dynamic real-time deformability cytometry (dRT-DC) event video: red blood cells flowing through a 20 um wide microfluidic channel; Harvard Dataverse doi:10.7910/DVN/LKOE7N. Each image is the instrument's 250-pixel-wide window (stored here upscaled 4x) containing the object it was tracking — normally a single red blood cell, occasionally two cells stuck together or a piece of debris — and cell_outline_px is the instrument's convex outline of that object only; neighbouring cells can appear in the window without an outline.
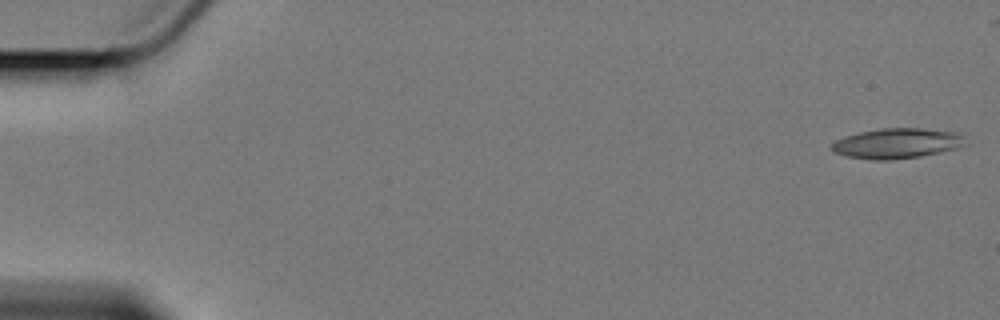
{"species": "Egyptian fruit bat (a non-hibernating species)", "species_latin": "Rousettus aegyptiacus", "temperature_condition": "cold", "stored_images_in_passage": 5, "camera_frame_rate_fps": 3000, "um_per_image_px": 0.085, "animal": {"sex": "female"}, "frame": {"image": 1, "passage_image": 1, "time_ms": 0.0, "image_size_px": [1000, 320], "cell_outline_px": [[960, 144], [956, 148], [920, 156], [892, 160], [868, 160], [848, 156], [832, 152], [828, 148], [836, 140], [844, 136], [860, 132], [884, 128], [920, 128], [956, 132], [960, 136]], "centroid_in_image_um": [76.09, 12.19], "position_along_channel_um": 8.9, "area_um2": 23.12}}